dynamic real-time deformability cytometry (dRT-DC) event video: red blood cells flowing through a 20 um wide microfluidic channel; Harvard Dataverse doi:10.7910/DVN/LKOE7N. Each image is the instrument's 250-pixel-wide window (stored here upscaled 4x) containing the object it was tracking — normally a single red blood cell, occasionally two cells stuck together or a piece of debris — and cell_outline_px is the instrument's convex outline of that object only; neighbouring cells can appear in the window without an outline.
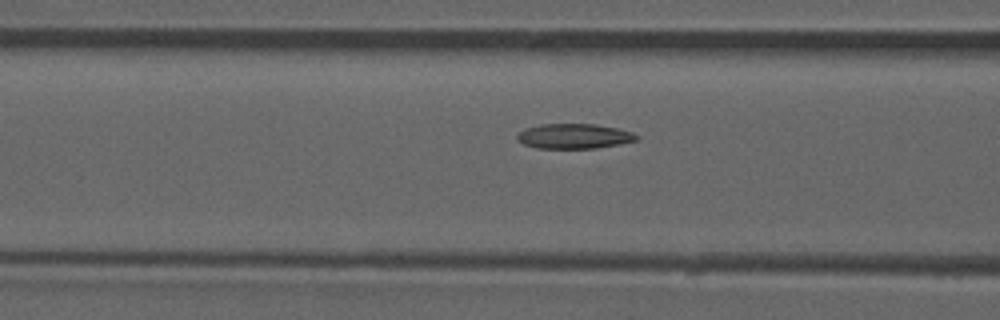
{"species": "common noctule bat (a hibernating species)", "species_latin": "Nyctalus noctula", "temperature_condition": "room temperature", "stored_images_in_passage": 36, "camera_frame_rate_fps": 3000, "um_per_image_px": 0.085, "animal": {"sex": "male", "forearm_length_mm": 52.5}, "frame": {"image": 1, "passage_image": 11, "time_ms": 3.333, "image_size_px": [1000, 320], "cell_outline_px": [[640, 136], [636, 140], [620, 144], [596, 148], [536, 148], [524, 144], [516, 140], [516, 136], [524, 128], [540, 124], [596, 124], [620, 128], [632, 132]], "centroid_in_image_um": [48.8, 11.57], "position_along_channel_um": 117.8, "area_um2": 17.51}, "authors_computed_cell_mechanics": {"area_um2": 17.3689, "velocity_mm_per_s": 3.9343, "shape_relaxation_time_tau1_ms": 8.8666, "shape_relaxation_time_tau2_ms": 4.8139, "deformation_change_tau1": 0.1838, "deformation_change_tau2": 0.0845}}